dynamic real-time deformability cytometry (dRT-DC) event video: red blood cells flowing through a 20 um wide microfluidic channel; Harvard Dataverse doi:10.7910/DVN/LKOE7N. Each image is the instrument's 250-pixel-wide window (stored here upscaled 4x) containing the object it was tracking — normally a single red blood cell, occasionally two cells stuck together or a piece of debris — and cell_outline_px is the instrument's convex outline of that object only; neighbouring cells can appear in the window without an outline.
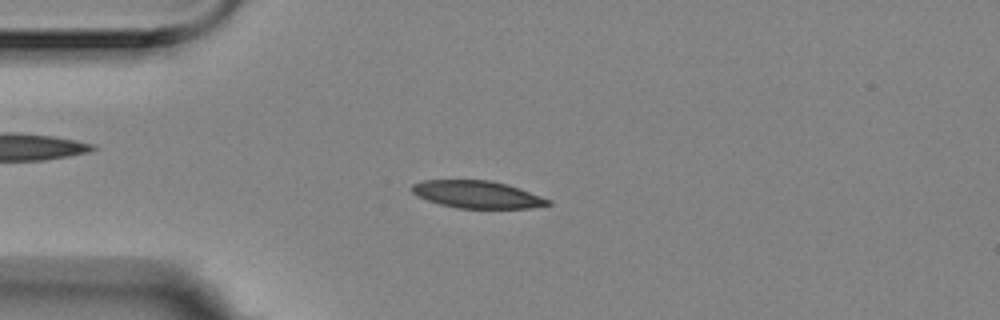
{"species": "Egyptian fruit bat (a non-hibernating species)", "species_latin": "Rousettus aegyptiacus", "temperature_condition": "room temperature", "stored_images_in_passage": 51, "camera_frame_rate_fps": 3000, "um_per_image_px": 0.085, "animal": {"sex": "female"}, "frame": {"image": 1, "passage_image": 8, "time_ms": 2.333, "image_size_px": [1000, 320], "cell_outline_px": [[552, 204], [528, 208], [460, 208], [440, 204], [416, 196], [412, 192], [412, 184], [424, 180], [492, 180], [508, 184], [520, 188], [552, 200]], "centroid_in_image_um": [40.58, 16.52], "position_along_channel_um": 44.4, "area_um2": 21.73}}
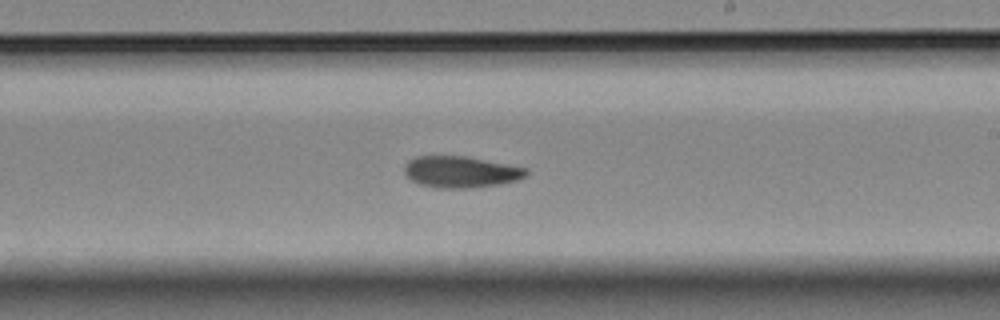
{"frame": {"image": 2, "passage_image": 27, "time_ms": 8.667, "image_size_px": [1000, 320], "cell_outline_px": [[528, 172], [524, 176], [516, 180], [496, 184], [472, 188], [440, 188], [420, 184], [412, 180], [404, 172], [404, 164], [408, 160], [416, 156], [468, 156], [528, 168]], "centroid_in_image_um": [39.14, 14.59], "position_along_channel_um": 249.9, "area_um2": 22.25}}
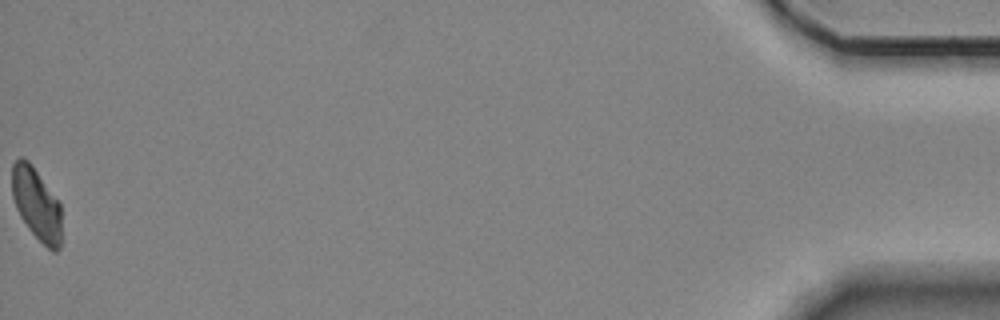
{"frame": {"image": 3, "passage_image": 51, "time_ms": 16.667, "image_size_px": [1000, 320], "cell_outline_px": [[60, 248], [56, 252], [52, 252], [28, 228], [20, 216], [16, 208], [12, 196], [12, 164], [20, 156], [28, 160], [32, 164], [60, 204]], "centroid_in_image_um": [3.08, 17.32], "position_along_channel_um": 432.1, "area_um2": 20.63}, "authors_computed_cell_mechanics": {"area_um2": 22.3108, "velocity_mm_per_s": 3.5078, "shape_relaxation_time_tau1_ms": 11.0917, "shape_relaxation_time_tau2_ms": null, "deformation_change_tau1": 0.1997, "deformation_change_tau2": null}}